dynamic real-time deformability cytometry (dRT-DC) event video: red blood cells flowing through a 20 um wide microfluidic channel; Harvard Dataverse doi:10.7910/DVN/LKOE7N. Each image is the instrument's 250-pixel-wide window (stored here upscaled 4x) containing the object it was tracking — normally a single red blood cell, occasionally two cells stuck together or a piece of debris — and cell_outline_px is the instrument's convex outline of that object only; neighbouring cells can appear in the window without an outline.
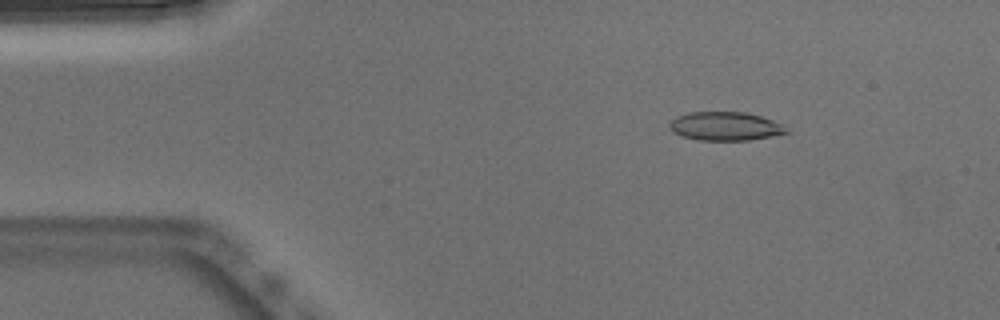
{"species": "Egyptian fruit bat (a non-hibernating species)", "species_latin": "Rousettus aegyptiacus", "temperature_condition": "warm", "stored_images_in_passage": 52, "camera_frame_rate_fps": 3000, "um_per_image_px": 0.085, "animal": {"sex": "male"}, "frame": {"image": 1, "passage_image": 7, "time_ms": 2.0, "image_size_px": [1000, 320], "cell_outline_px": [[792, 132], [772, 136], [748, 140], [696, 140], [680, 136], [672, 132], [668, 124], [676, 116], [688, 112], [744, 112], [760, 116], [784, 124]], "centroid_in_image_um": [61.65, 10.73], "position_along_channel_um": 23.3, "area_um2": 19.77}}
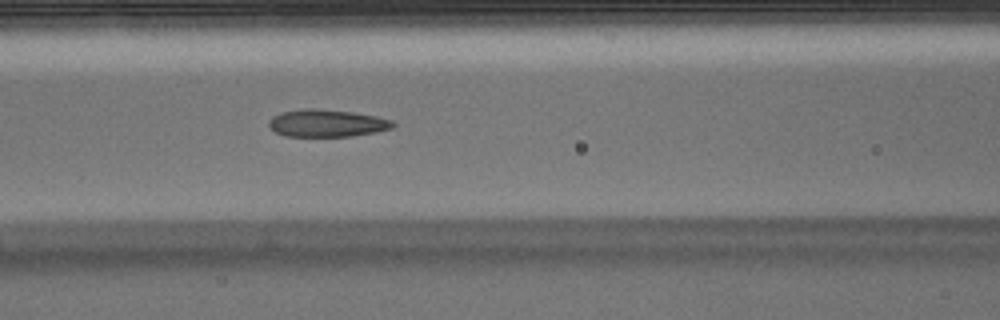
{"frame": {"image": 2, "passage_image": 21, "time_ms": 6.667, "image_size_px": [1000, 320], "cell_outline_px": [[396, 124], [392, 128], [376, 132], [352, 136], [284, 136], [276, 132], [268, 124], [268, 120], [272, 116], [280, 112], [308, 108], [312, 108], [352, 112], [376, 116], [392, 120]], "centroid_in_image_um": [27.78, 10.47], "position_along_channel_um": 138.8, "area_um2": 19.77}}
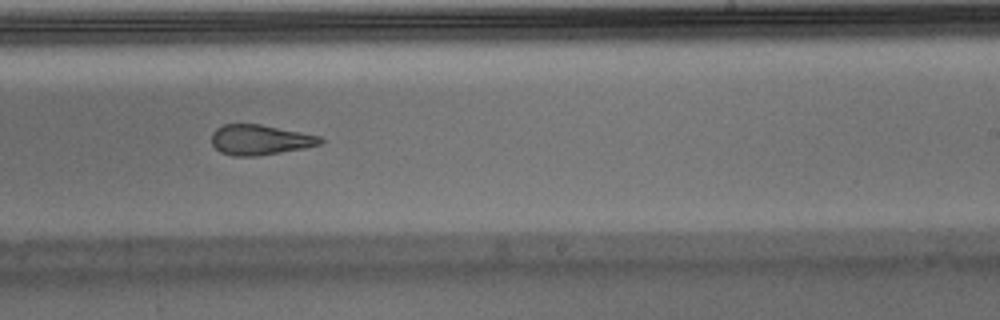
{"frame": {"image": 3, "passage_image": 31, "time_ms": 10.0, "image_size_px": [1000, 320], "cell_outline_px": [[324, 140], [320, 144], [304, 148], [256, 156], [232, 156], [220, 152], [212, 144], [212, 132], [216, 128], [224, 124], [260, 124], [320, 136]], "centroid_in_image_um": [22.07, 11.88], "position_along_channel_um": 266.9, "area_um2": 19.02}, "authors_computed_cell_mechanics": {"area_um2": 20.0566, "velocity_mm_per_s": 3.8514, "shape_relaxation_time_tau1_ms": null, "shape_relaxation_time_tau2_ms": 1.5594, "deformation_change_tau1": null, "deformation_change_tau2": 0.0994}}